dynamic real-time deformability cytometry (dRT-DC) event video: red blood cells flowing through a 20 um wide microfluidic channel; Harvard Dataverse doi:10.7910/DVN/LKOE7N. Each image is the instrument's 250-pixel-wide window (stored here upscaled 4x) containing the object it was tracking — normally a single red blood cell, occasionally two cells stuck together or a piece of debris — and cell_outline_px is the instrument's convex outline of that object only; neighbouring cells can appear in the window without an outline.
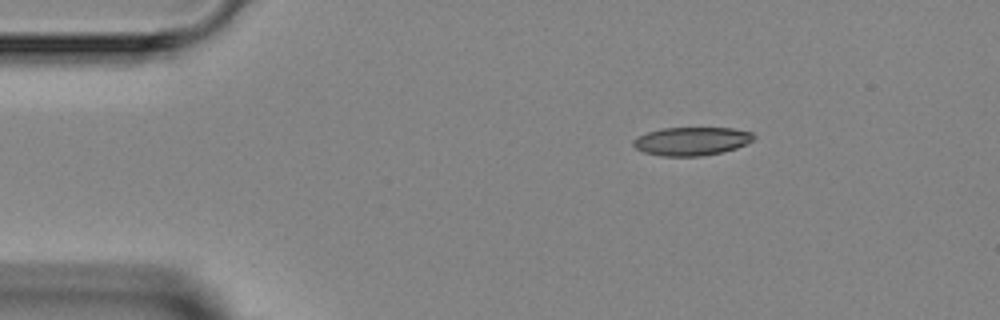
{"species": "Egyptian fruit bat (a non-hibernating species)", "species_latin": "Rousettus aegyptiacus", "temperature_condition": "room temperature", "stored_images_in_passage": 7, "camera_frame_rate_fps": 3000, "um_per_image_px": 0.085, "animal": {"sex": "female"}, "frame": {"image": 1, "passage_image": 1, "time_ms": 0.0, "image_size_px": [1000, 320], "cell_outline_px": [[756, 136], [752, 140], [736, 148], [724, 152], [700, 156], [664, 156], [644, 152], [636, 148], [632, 144], [632, 140], [636, 136], [660, 128], [732, 128], [752, 132]], "centroid_in_image_um": [58.76, 12.0], "position_along_channel_um": 26.2, "area_um2": 19.94}}
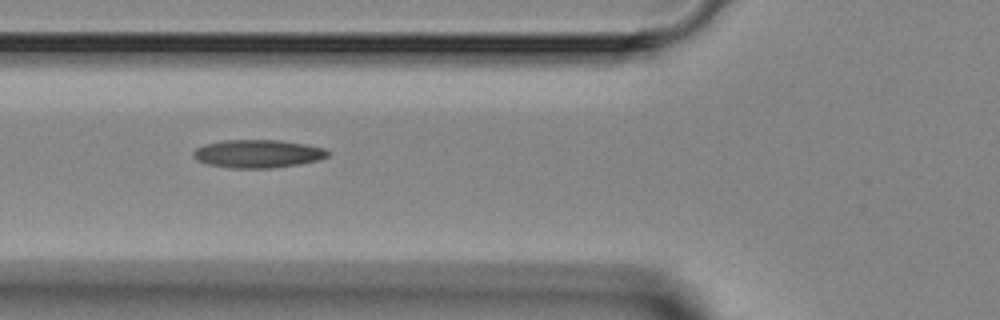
{"frame": {"image": 2, "passage_image": 4, "time_ms": 3.333, "image_size_px": [1000, 320], "cell_outline_px": [[332, 152], [328, 156], [320, 160], [300, 164], [272, 168], [232, 168], [208, 164], [196, 160], [192, 156], [192, 152], [196, 148], [204, 144], [224, 140], [280, 140], [328, 148]], "centroid_in_image_um": [21.95, 13.06], "position_along_channel_um": 103.8, "area_um2": 22.31}}
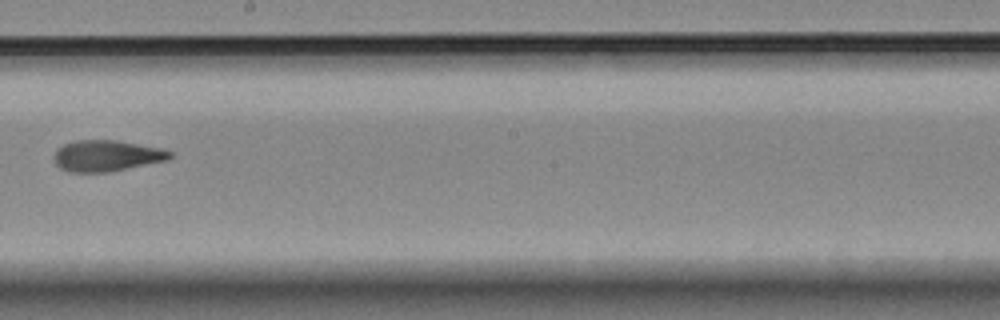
{"frame": {"image": 3, "passage_image": 7, "time_ms": 6.667, "image_size_px": [1000, 320], "cell_outline_px": [[172, 156], [168, 160], [108, 172], [72, 172], [60, 168], [56, 164], [52, 156], [64, 144], [76, 140], [116, 140], [160, 148], [172, 152]], "centroid_in_image_um": [9.06, 13.24], "position_along_channel_um": 239.1, "area_um2": 20.87}}